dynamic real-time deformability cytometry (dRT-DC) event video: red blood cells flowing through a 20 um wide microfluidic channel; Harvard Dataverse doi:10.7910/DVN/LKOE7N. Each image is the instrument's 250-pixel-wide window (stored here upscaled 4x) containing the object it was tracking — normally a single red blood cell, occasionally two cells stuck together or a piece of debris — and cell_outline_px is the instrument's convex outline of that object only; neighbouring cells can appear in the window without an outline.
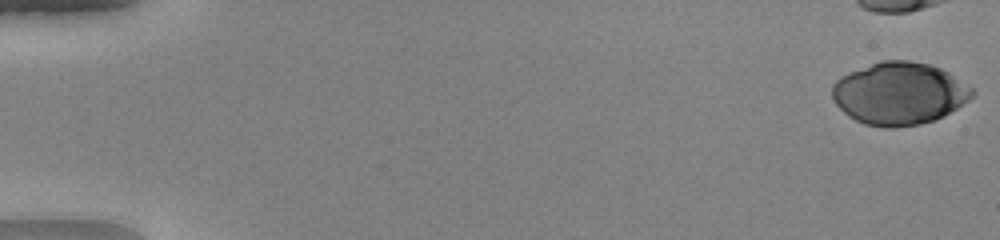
{"species": "human", "species_latin": "Homo sapiens", "temperature_condition": "warm", "stored_images_in_passage": 40, "camera_frame_rate_fps": 3000, "um_per_image_px": 0.085, "donor": {"sex": "female"}, "frame": {"image": 1, "passage_image": 1, "time_ms": 0.0, "image_size_px": [1000, 240], "cell_outline_px": [[976, 92], [968, 100], [956, 108], [932, 120], [920, 124], [892, 128], [884, 128], [864, 124], [848, 116], [836, 104], [832, 96], [832, 84], [840, 76], [848, 72], [880, 60], [908, 60], [928, 64], [940, 68], [948, 72], [972, 88]], "centroid_in_image_um": [76.39, 7.94], "position_along_channel_um": 8.6, "area_um2": 50.81}}